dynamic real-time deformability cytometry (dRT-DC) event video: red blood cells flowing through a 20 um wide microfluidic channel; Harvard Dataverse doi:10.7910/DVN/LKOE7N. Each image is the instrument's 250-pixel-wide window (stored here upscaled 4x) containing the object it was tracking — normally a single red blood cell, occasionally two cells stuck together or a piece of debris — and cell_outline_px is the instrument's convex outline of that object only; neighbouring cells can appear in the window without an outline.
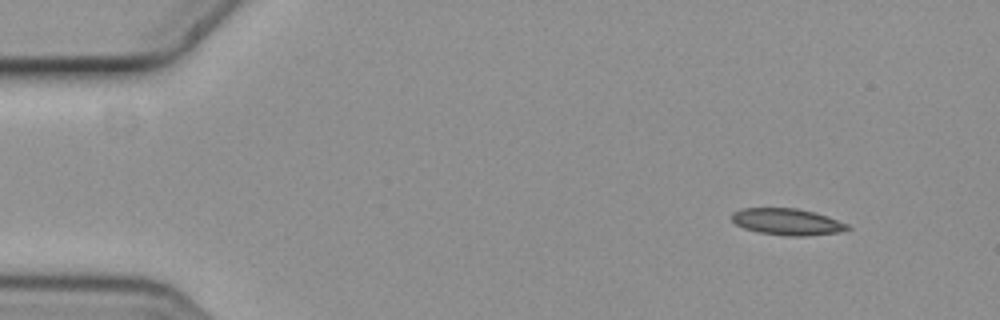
{"species": "common noctule bat (a hibernating species)", "species_latin": "Nyctalus noctula", "temperature_condition": "cold", "stored_images_in_passage": 5, "camera_frame_rate_fps": 3000, "um_per_image_px": 0.085, "animal": {"sex": "female", "body_mass_g": 19.3, "forearm_length_mm": 54.1}, "frame": {"image": 1, "passage_image": 1, "time_ms": 0.0, "image_size_px": [1000, 320], "cell_outline_px": [[852, 228], [844, 232], [808, 236], [784, 236], [756, 232], [744, 228], [736, 224], [728, 216], [732, 212], [740, 208], [796, 208], [812, 212], [848, 224]], "centroid_in_image_um": [66.87, 18.87], "position_along_channel_um": 18.1, "area_um2": 18.15}}